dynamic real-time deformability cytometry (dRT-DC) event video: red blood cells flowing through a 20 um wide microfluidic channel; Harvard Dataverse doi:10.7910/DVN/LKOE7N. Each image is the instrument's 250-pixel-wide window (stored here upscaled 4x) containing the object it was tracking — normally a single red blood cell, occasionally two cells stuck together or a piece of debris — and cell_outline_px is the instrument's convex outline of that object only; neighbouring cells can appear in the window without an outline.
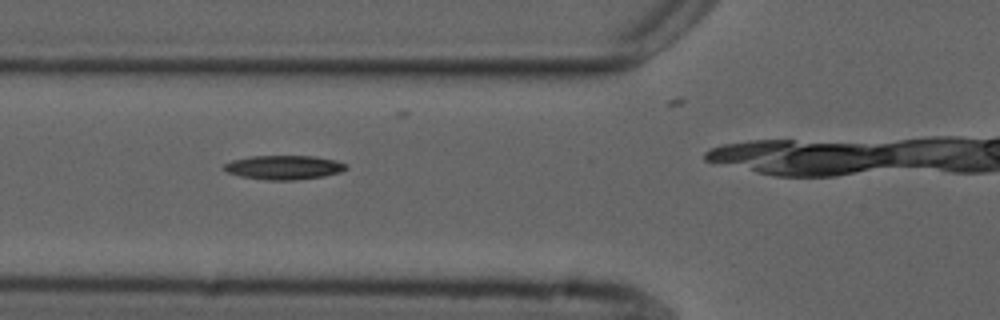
{"species": "common noctule bat (a hibernating species)", "species_latin": "Nyctalus noctula", "temperature_condition": "cold", "stored_images_in_passage": 18, "camera_frame_rate_fps": 3000, "um_per_image_px": 0.085, "animal": {"sex": "male", "forearm_length_mm": 52.5}, "frame": {"image": 1, "passage_image": 11, "time_ms": 3.333, "image_size_px": [1000, 320], "cell_outline_px": [[348, 168], [340, 172], [324, 176], [296, 180], [268, 180], [240, 176], [228, 172], [224, 168], [224, 164], [232, 160], [252, 156], [312, 156], [336, 160], [348, 164]], "centroid_in_image_um": [24.17, 14.23], "position_along_channel_um": 101.6, "area_um2": 17.11}}
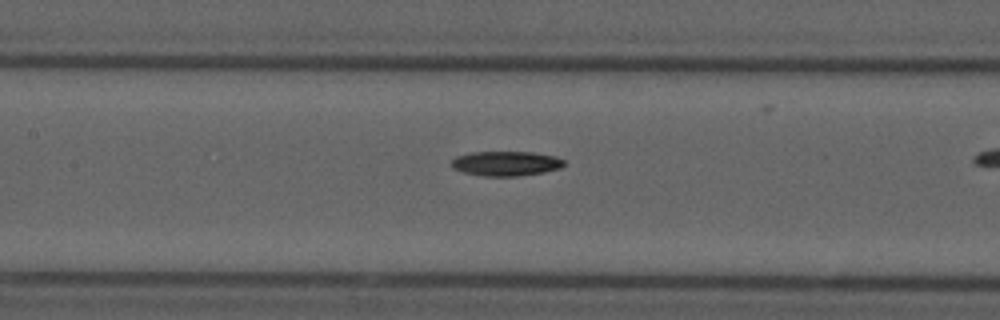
{"frame": {"image": 2, "passage_image": 16, "time_ms": 5.0, "image_size_px": [1000, 320], "cell_outline_px": [[564, 164], [560, 168], [544, 172], [516, 176], [484, 176], [464, 172], [452, 168], [452, 160], [456, 156], [472, 152], [532, 152], [556, 156], [564, 160]], "centroid_in_image_um": [43.01, 13.89], "position_along_channel_um": 164.4, "area_um2": 16.13}}